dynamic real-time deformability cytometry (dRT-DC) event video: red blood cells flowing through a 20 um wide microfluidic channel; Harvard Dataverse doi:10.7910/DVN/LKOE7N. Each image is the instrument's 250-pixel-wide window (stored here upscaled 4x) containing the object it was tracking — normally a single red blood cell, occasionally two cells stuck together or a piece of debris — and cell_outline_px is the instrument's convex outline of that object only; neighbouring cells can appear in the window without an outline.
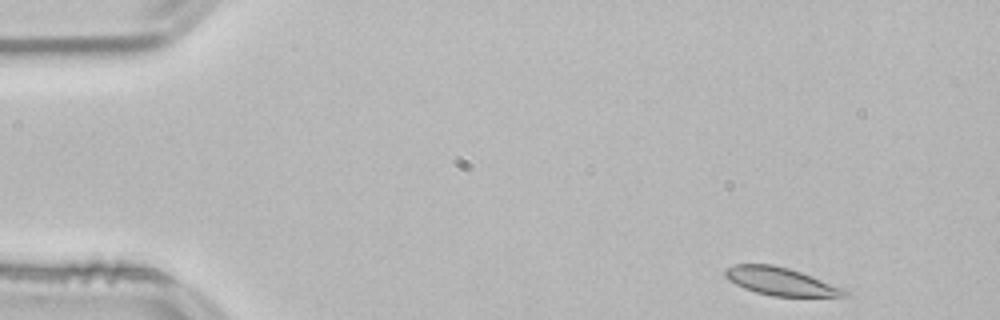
{"species": "common noctule bat (a hibernating species)", "species_latin": "Nyctalus noctula", "temperature_condition": "room temperature", "stored_images_in_passage": 50, "camera_frame_rate_fps": 3000, "um_per_image_px": 0.085, "animal": {"sex": "male", "body_mass_g": 21.5, "forearm_length_mm": 52.0}, "frame": {"image": 1, "passage_image": 1, "time_ms": 0.0, "image_size_px": [1000, 320], "cell_outline_px": [[848, 296], [772, 296], [756, 292], [744, 288], [728, 280], [724, 276], [724, 268], [732, 264], [772, 264], [788, 268], [848, 288]], "centroid_in_image_um": [66.36, 23.91], "position_along_channel_um": 18.6, "area_um2": 19.59}}
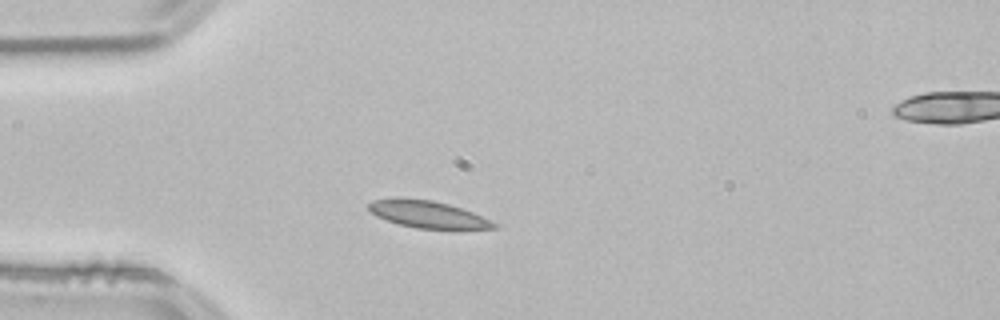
{"frame": {"image": 2, "passage_image": 10, "time_ms": 3.0, "image_size_px": [1000, 320], "cell_outline_px": [[500, 228], [416, 228], [400, 224], [376, 216], [368, 212], [368, 204], [372, 200], [396, 196], [432, 200], [448, 204], [472, 212], [500, 224]], "centroid_in_image_um": [36.3, 18.18], "position_along_channel_um": 48.7, "area_um2": 19.83}}
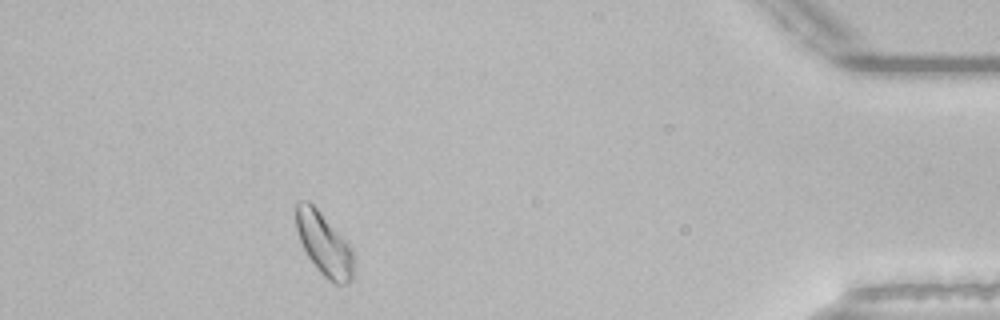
{"frame": {"image": 3, "passage_image": 44, "time_ms": 14.333, "image_size_px": [1000, 320], "cell_outline_px": [[356, 260], [352, 280], [348, 284], [336, 284], [328, 280], [316, 268], [308, 256], [300, 240], [296, 228], [296, 204], [300, 200], [308, 200], [316, 208], [352, 248]], "centroid_in_image_um": [27.58, 20.8], "position_along_channel_um": 407.6, "area_um2": 21.04}}